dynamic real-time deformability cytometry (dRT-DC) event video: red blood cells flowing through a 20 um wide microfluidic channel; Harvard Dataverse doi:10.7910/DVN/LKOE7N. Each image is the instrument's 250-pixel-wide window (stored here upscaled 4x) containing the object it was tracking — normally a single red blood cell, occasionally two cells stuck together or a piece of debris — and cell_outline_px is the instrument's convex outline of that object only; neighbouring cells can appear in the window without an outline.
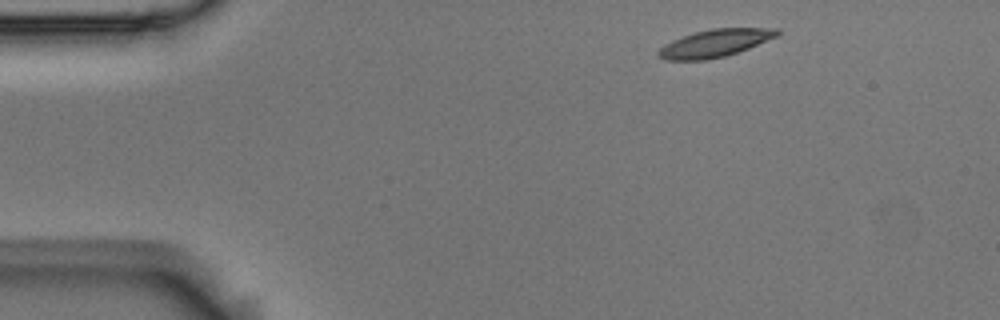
{"species": "Egyptian fruit bat (a non-hibernating species)", "species_latin": "Rousettus aegyptiacus", "temperature_condition": "room temperature", "stored_images_in_passage": 3, "camera_frame_rate_fps": 3000, "um_per_image_px": 0.085, "animal": {"sex": "male"}, "frame": {"image": 1, "passage_image": 1, "time_ms": 0.0, "image_size_px": [1000, 320], "cell_outline_px": [[780, 36], [748, 48], [724, 56], [704, 60], [664, 60], [656, 56], [656, 52], [664, 44], [672, 40], [696, 32], [712, 28], [780, 28]], "centroid_in_image_um": [60.77, 3.67], "position_along_channel_um": 24.2, "area_um2": 19.13}}
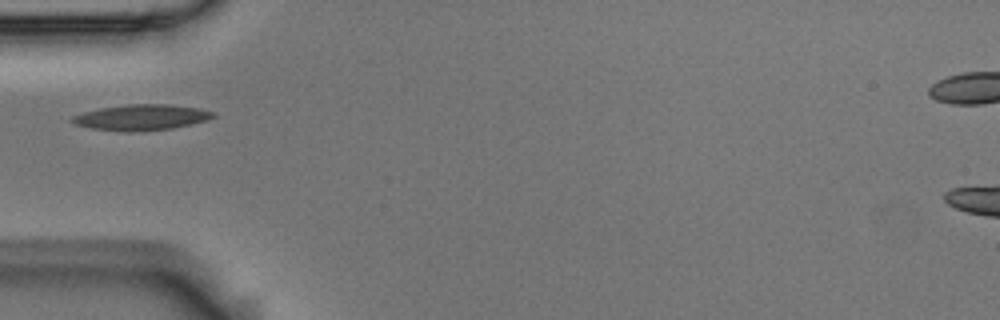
{"frame": {"image": 2, "passage_image": 3, "time_ms": 0.667, "image_size_px": [1000, 320], "cell_outline_px": [[216, 116], [208, 120], [192, 124], [172, 128], [132, 132], [124, 132], [92, 128], [76, 124], [68, 120], [72, 116], [84, 112], [100, 108], [128, 104], [168, 104], [196, 108], [216, 112]], "centroid_in_image_um": [12.03, 9.98], "position_along_channel_um": 73.0, "area_um2": 21.15}}